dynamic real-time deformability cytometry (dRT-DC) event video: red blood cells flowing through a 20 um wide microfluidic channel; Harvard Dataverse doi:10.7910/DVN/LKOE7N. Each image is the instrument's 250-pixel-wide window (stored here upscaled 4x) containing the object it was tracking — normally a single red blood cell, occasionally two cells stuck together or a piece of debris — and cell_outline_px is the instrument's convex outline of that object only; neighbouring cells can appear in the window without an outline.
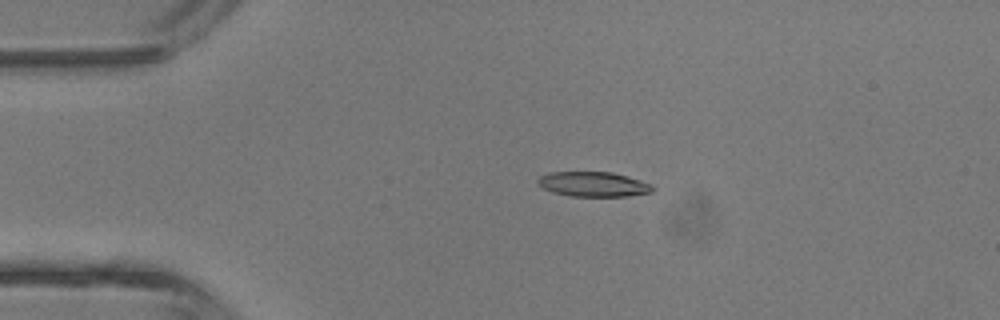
{"species": "common noctule bat (a hibernating species)", "species_latin": "Nyctalus noctula", "temperature_condition": "room temperature", "stored_images_in_passage": 4, "camera_frame_rate_fps": 3000, "um_per_image_px": 0.085, "animal": {"sex": "male", "body_mass_g": 13.3}, "frame": {"image": 1, "passage_image": 3, "time_ms": 2.333, "image_size_px": [1000, 320], "cell_outline_px": [[656, 188], [652, 192], [628, 196], [572, 196], [552, 192], [536, 184], [536, 180], [540, 176], [552, 172], [612, 172], [640, 180]], "centroid_in_image_um": [50.41, 15.66], "position_along_channel_um": 34.6, "area_um2": 16.53}}